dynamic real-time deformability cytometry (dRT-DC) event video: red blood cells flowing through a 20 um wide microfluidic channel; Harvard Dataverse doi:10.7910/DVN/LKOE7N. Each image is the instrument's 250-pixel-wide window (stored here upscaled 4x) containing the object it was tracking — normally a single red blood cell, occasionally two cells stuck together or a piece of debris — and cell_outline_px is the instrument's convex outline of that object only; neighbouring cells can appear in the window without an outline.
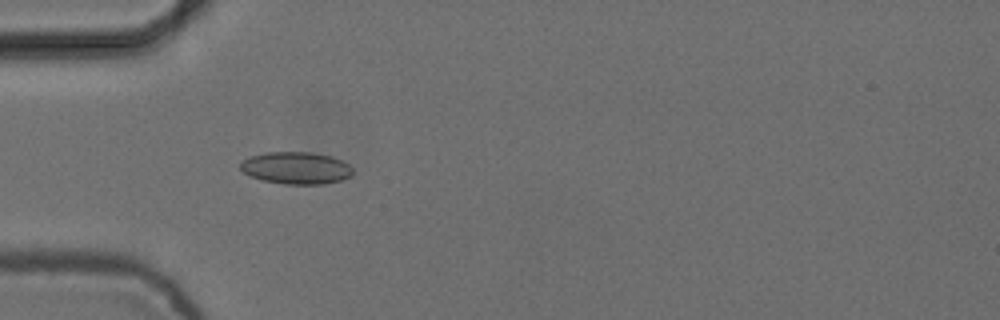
{"species": "common noctule bat (a hibernating species)", "species_latin": "Nyctalus noctula", "temperature_condition": "cold", "stored_images_in_passage": 7, "camera_frame_rate_fps": 3000, "um_per_image_px": 0.085, "animal": {"sex": "female", "body_mass_g": 24.6, "forearm_length_mm": 56.2}, "frame": {"image": 1, "passage_image": 4, "time_ms": 1.0, "image_size_px": [1000, 320], "cell_outline_px": [[352, 176], [340, 180], [324, 184], [284, 184], [264, 180], [252, 176], [244, 172], [240, 168], [240, 164], [248, 156], [268, 152], [312, 152], [332, 156], [348, 164], [352, 168]], "centroid_in_image_um": [25.18, 14.27], "position_along_channel_um": 59.8, "area_um2": 20.98}}
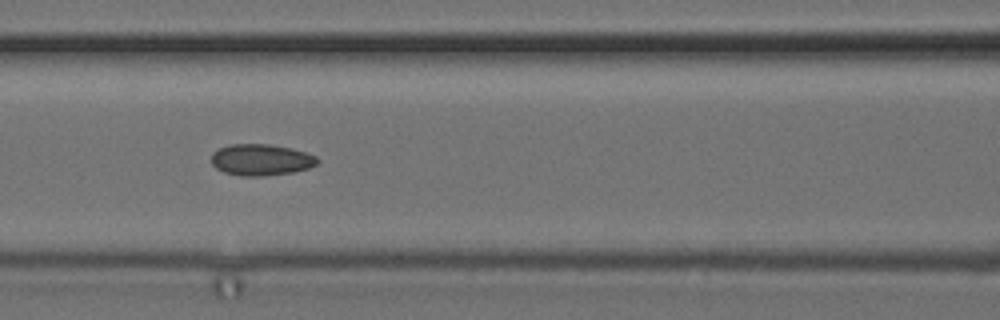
{"frame": {"image": 2, "passage_image": 6, "time_ms": 1.667, "image_size_px": [1000, 320], "cell_outline_px": [[320, 160], [316, 164], [308, 168], [292, 172], [264, 176], [240, 176], [224, 172], [216, 168], [212, 164], [212, 152], [228, 144], [268, 144], [292, 148], [316, 156]], "centroid_in_image_um": [22.17, 13.58], "position_along_channel_um": 144.4, "area_um2": 19.42}}
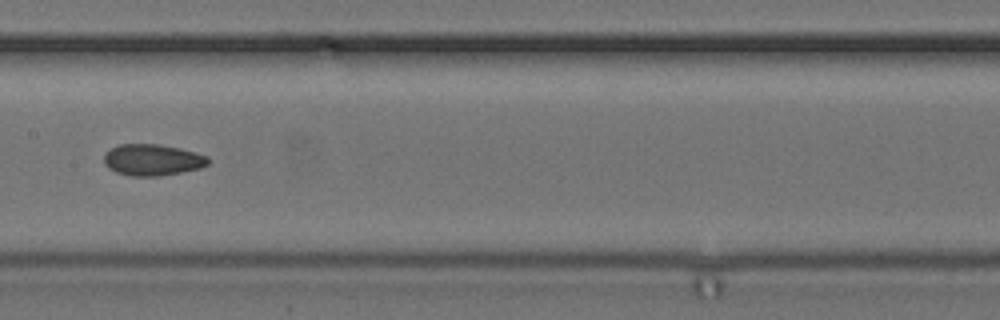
{"frame": {"image": 3, "passage_image": 7, "time_ms": 2.0, "image_size_px": [1000, 320], "cell_outline_px": [[208, 164], [200, 168], [160, 176], [132, 176], [116, 172], [108, 168], [104, 164], [104, 152], [120, 144], [160, 144], [180, 148], [196, 152], [208, 156]], "centroid_in_image_um": [12.94, 13.58], "position_along_channel_um": 194.5, "area_um2": 19.13}}